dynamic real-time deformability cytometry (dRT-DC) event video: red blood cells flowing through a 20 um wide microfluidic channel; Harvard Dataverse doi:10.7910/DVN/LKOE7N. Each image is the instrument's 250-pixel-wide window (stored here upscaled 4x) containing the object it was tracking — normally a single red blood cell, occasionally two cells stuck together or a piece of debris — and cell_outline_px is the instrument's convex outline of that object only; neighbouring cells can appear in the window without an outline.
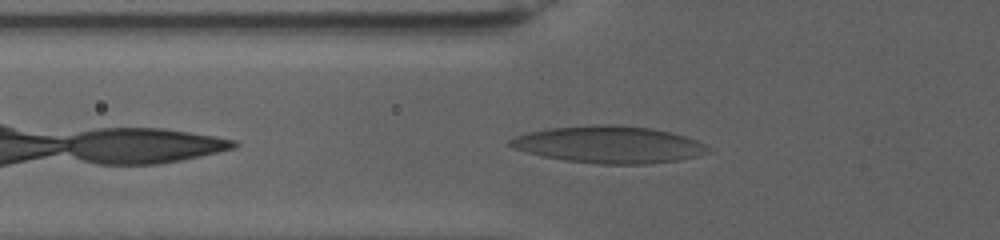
{"species": "human", "species_latin": "Homo sapiens", "temperature_condition": "warm", "stored_images_in_passage": 54, "camera_frame_rate_fps": 3000, "um_per_image_px": 0.085, "donor": {"sex": "female"}, "frame": {"image": 1, "passage_image": 7, "time_ms": 1.667, "image_size_px": [1000, 240], "cell_outline_px": [[708, 152], [696, 156], [680, 160], [648, 164], [600, 164], [564, 160], [544, 156], [528, 152], [516, 148], [508, 144], [508, 140], [516, 136], [528, 132], [548, 128], [596, 124], [616, 124], [652, 128], [684, 136], [696, 140], [704, 144], [708, 148]], "centroid_in_image_um": [51.76, 12.28], "position_along_channel_um": 74.0, "area_um2": 42.48}}
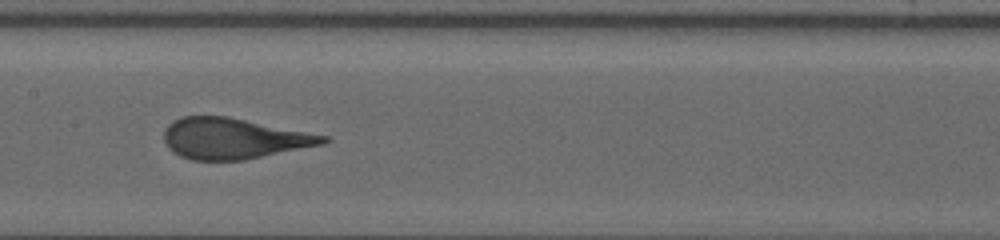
{"frame": {"image": 2, "passage_image": 22, "time_ms": 6.0, "image_size_px": [1000, 240], "cell_outline_px": [[332, 140], [324, 144], [244, 160], [192, 160], [180, 156], [172, 152], [168, 148], [164, 140], [164, 128], [172, 120], [180, 116], [228, 116], [328, 136]], "centroid_in_image_um": [19.83, 11.77], "position_along_channel_um": 187.6, "area_um2": 38.03}}
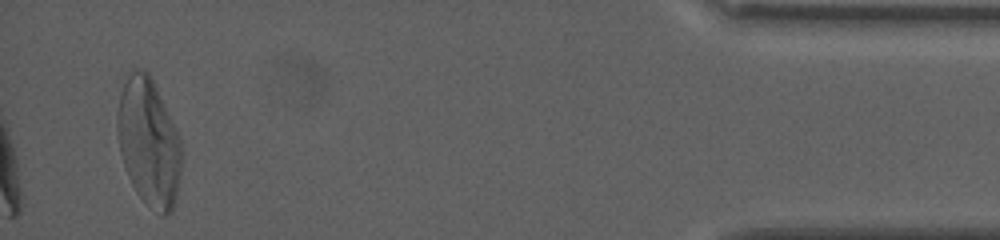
{"frame": {"image": 3, "passage_image": 50, "time_ms": 17.333, "image_size_px": [1000, 240], "cell_outline_px": [[180, 172], [176, 196], [172, 212], [168, 216], [160, 216], [136, 192], [128, 176], [120, 152], [116, 132], [116, 120], [120, 92], [128, 76], [132, 72], [144, 68], [148, 72], [180, 136]], "centroid_in_image_um": [12.63, 12.12], "position_along_channel_um": 422.6, "area_um2": 47.28}}